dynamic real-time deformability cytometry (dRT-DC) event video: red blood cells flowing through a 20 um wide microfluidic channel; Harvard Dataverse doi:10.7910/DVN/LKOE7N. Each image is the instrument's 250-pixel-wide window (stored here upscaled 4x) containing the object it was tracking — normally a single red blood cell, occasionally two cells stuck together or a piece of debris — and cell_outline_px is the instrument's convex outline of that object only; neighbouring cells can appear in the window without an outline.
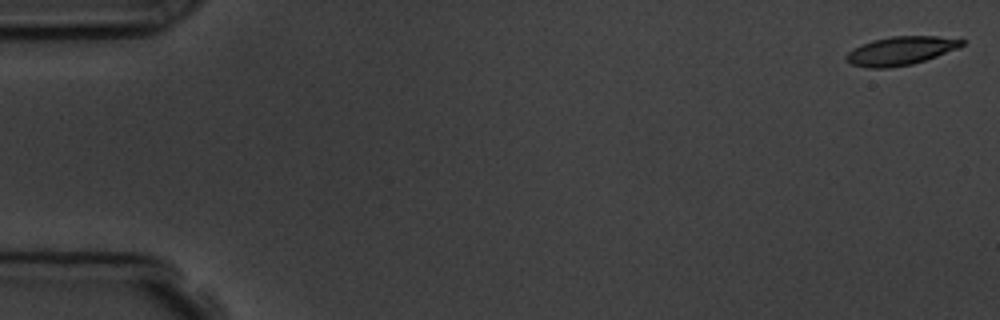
{"species": "common noctule bat (a hibernating species)", "species_latin": "Nyctalus noctula", "temperature_condition": "room temperature", "stored_images_in_passage": 6, "camera_frame_rate_fps": 3000, "um_per_image_px": 0.085, "animal": {"sex": "male", "body_mass_g": 19.5, "forearm_length_mm": 54.6}, "frame": {"image": 1, "passage_image": 1, "time_ms": 0.0, "image_size_px": [1000, 320], "cell_outline_px": [[968, 40], [964, 44], [956, 48], [936, 56], [912, 64], [888, 68], [868, 68], [852, 64], [844, 60], [844, 56], [848, 52], [860, 44], [872, 40], [892, 36], [936, 36]], "centroid_in_image_um": [76.51, 4.31], "position_along_channel_um": 8.5, "area_um2": 19.19}}
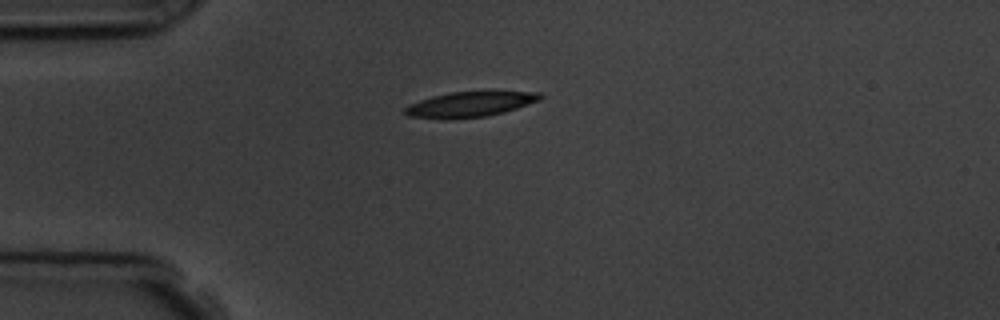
{"frame": {"image": 2, "passage_image": 4, "time_ms": 4.333, "image_size_px": [1000, 320], "cell_outline_px": [[544, 96], [540, 100], [504, 112], [484, 116], [448, 120], [440, 120], [408, 116], [404, 112], [404, 108], [408, 104], [432, 96], [452, 92], [540, 92]], "centroid_in_image_um": [39.88, 8.89], "position_along_channel_um": 45.1, "area_um2": 19.88}}